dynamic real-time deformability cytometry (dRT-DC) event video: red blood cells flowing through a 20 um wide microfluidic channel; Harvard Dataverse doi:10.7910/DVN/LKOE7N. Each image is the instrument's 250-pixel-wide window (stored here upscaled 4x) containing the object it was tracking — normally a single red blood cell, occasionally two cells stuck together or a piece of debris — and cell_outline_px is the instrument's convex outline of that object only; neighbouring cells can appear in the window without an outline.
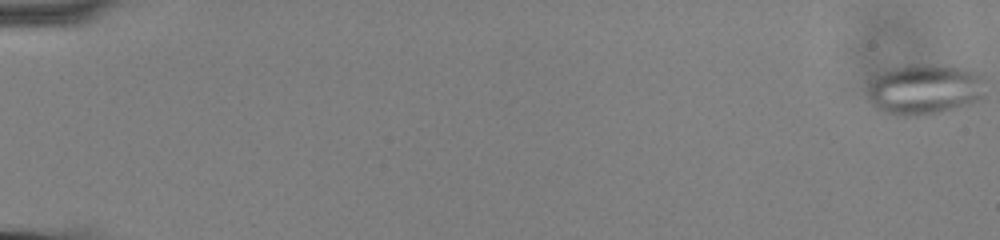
{"species": "common noctule bat (a hibernating species)", "species_latin": "Nyctalus noctula", "temperature_condition": "cold", "stored_images_in_passage": 59, "camera_frame_rate_fps": 3000, "um_per_image_px": 0.085, "animal": {"sex": "male", "body_mass_g": 13.0, "forearm_length_mm": 53.1}, "frame": {"image": 1, "passage_image": 1, "time_ms": 0.0, "image_size_px": [1000, 240], "cell_outline_px": [[984, 100], [972, 104], [940, 112], [916, 116], [900, 116], [884, 112], [876, 108], [868, 100], [868, 84], [876, 76], [892, 68], [912, 64], [928, 64], [968, 68], [984, 76]], "centroid_in_image_um": [78.64, 7.6], "position_along_channel_um": 6.4, "area_um2": 35.26}}
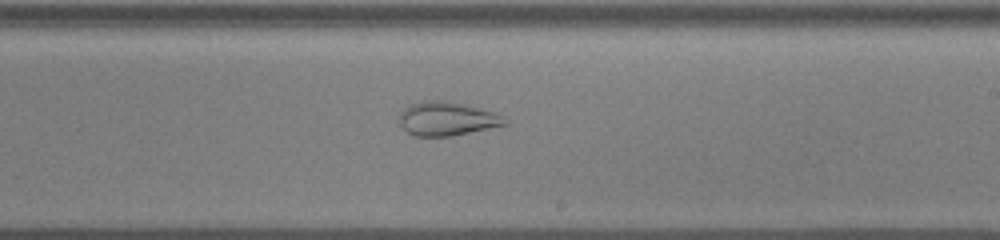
{"frame": {"image": 2, "passage_image": 37, "time_ms": 12.0, "image_size_px": [1000, 240], "cell_outline_px": [[508, 124], [452, 136], [416, 136], [408, 132], [400, 124], [400, 112], [408, 104], [420, 100], [440, 100], [464, 104], [496, 112], [508, 120]], "centroid_in_image_um": [37.99, 10.08], "position_along_channel_um": 251.0, "area_um2": 20.87}}
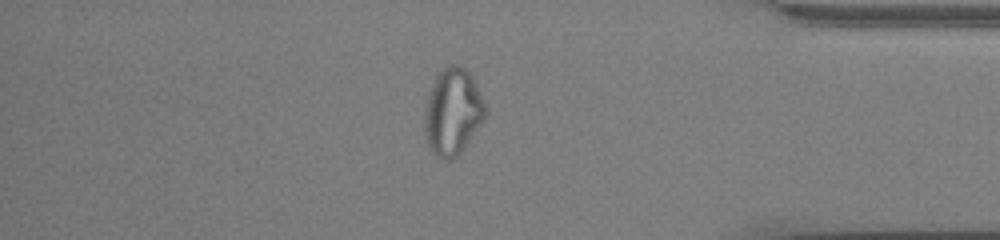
{"frame": {"image": 3, "passage_image": 51, "time_ms": 16.667, "image_size_px": [1000, 240], "cell_outline_px": [[488, 112], [484, 120], [464, 148], [452, 160], [444, 160], [436, 156], [432, 152], [428, 144], [424, 128], [424, 112], [428, 96], [432, 84], [436, 76], [448, 64], [460, 64], [472, 76], [488, 108]], "centroid_in_image_um": [38.5, 9.5], "position_along_channel_um": 396.7, "area_um2": 30.87}}